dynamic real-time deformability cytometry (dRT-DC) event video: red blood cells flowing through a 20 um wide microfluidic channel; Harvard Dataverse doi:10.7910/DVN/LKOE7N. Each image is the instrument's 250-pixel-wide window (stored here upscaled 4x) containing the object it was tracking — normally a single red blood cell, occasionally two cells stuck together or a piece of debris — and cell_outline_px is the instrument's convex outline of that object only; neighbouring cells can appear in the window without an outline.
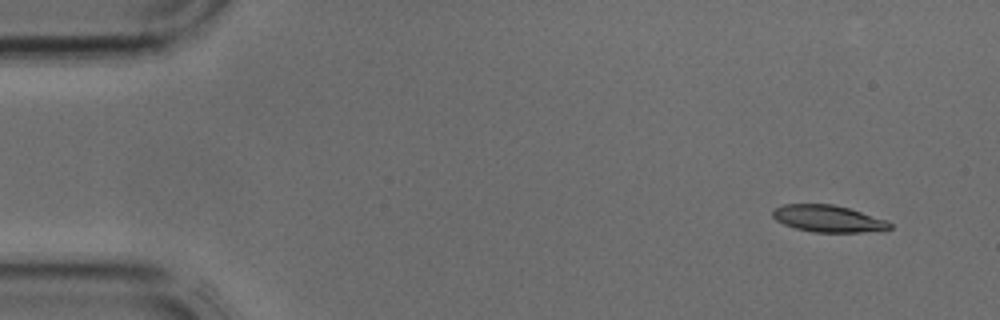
{"species": "common noctule bat (a hibernating species)", "species_latin": "Nyctalus noctula", "temperature_condition": "cold", "stored_images_in_passage": 4, "camera_frame_rate_fps": 3000, "um_per_image_px": 0.085, "animal": {"sex": "male", "body_mass_g": 17.9, "forearm_length_mm": 54.2}, "frame": {"image": 1, "passage_image": 1, "time_ms": 0.0, "image_size_px": [1000, 320], "cell_outline_px": [[892, 228], [860, 232], [812, 232], [796, 228], [784, 224], [776, 220], [772, 216], [772, 208], [784, 204], [832, 204], [848, 208], [888, 220], [892, 224]], "centroid_in_image_um": [70.36, 18.57], "position_along_channel_um": 14.6, "area_um2": 18.26}}
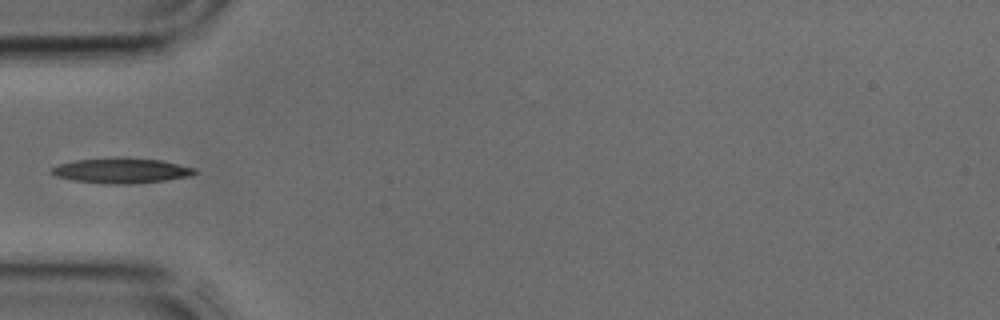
{"frame": {"image": 2, "passage_image": 3, "time_ms": 0.667, "image_size_px": [1000, 320], "cell_outline_px": [[196, 172], [192, 176], [164, 180], [128, 184], [104, 184], [72, 180], [56, 176], [52, 172], [52, 168], [60, 164], [76, 160], [112, 156], [124, 156], [160, 160], [196, 168]], "centroid_in_image_um": [10.32, 14.48], "position_along_channel_um": 74.7, "area_um2": 21.27}}